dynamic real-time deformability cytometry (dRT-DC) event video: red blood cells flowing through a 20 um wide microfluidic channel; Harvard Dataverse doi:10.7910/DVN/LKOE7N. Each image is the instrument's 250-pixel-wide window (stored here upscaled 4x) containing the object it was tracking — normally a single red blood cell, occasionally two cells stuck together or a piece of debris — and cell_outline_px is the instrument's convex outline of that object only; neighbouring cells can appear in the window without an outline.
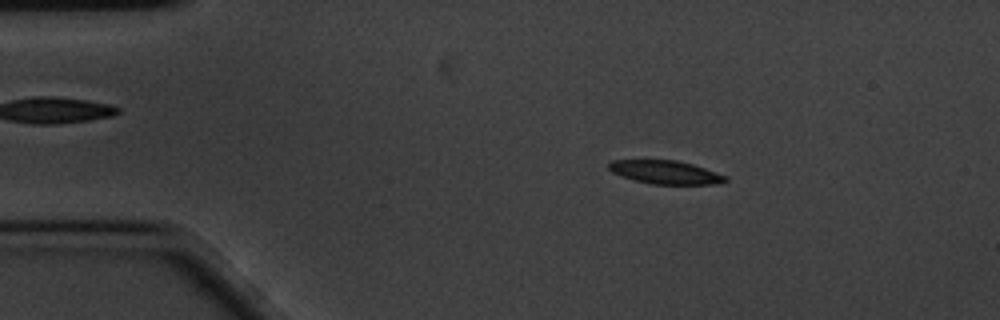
{"species": "common noctule bat (a hibernating species)", "species_latin": "Nyctalus noctula", "temperature_condition": "cold", "stored_images_in_passage": 57, "camera_frame_rate_fps": 3000, "um_per_image_px": 0.085, "animal": {"sex": "male", "body_mass_g": 20.1, "forearm_length_mm": 53.5}, "frame": {"image": 1, "passage_image": 9, "time_ms": 2.667, "image_size_px": [1000, 320], "cell_outline_px": [[728, 180], [724, 184], [652, 184], [636, 180], [612, 172], [608, 168], [608, 164], [612, 160], [676, 160], [692, 164], [728, 176]], "centroid_in_image_um": [56.62, 14.64], "position_along_channel_um": 28.4, "area_um2": 15.84}}
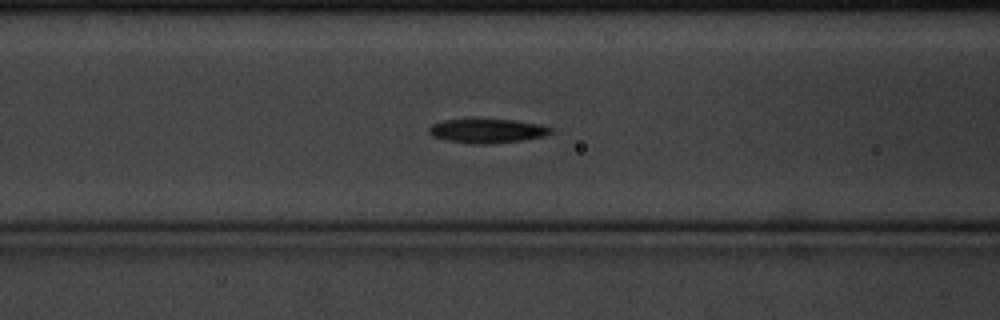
{"frame": {"image": 2, "passage_image": 22, "time_ms": 7.0, "image_size_px": [1000, 320], "cell_outline_px": [[552, 132], [544, 136], [524, 140], [492, 144], [476, 144], [444, 140], [432, 136], [428, 132], [428, 128], [432, 124], [444, 120], [512, 120], [540, 124], [552, 128]], "centroid_in_image_um": [41.41, 11.14], "position_along_channel_um": 125.2, "area_um2": 17.05}}
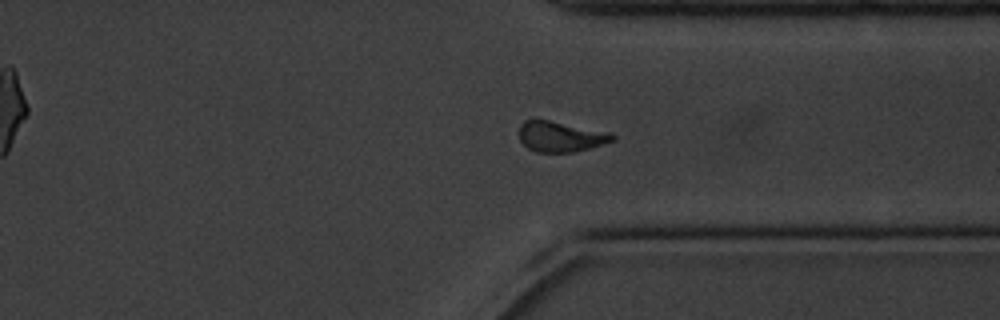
{"frame": {"image": 3, "passage_image": 43, "time_ms": 14.0, "image_size_px": [1000, 320], "cell_outline_px": [[616, 140], [588, 148], [572, 152], [536, 152], [528, 148], [520, 140], [520, 124], [524, 120], [548, 120], [612, 132], [616, 136]], "centroid_in_image_um": [47.68, 11.6], "position_along_channel_um": 363.7, "area_um2": 16.53}, "authors_computed_cell_mechanics": {"area_um2": 16.5886, "velocity_mm_per_s": 3.4137, "shape_relaxation_time_tau1_ms": 2.4623, "shape_relaxation_time_tau2_ms": 3.4591, "deformation_change_tau1": 0.1453, "deformation_change_tau2": 0.115}}